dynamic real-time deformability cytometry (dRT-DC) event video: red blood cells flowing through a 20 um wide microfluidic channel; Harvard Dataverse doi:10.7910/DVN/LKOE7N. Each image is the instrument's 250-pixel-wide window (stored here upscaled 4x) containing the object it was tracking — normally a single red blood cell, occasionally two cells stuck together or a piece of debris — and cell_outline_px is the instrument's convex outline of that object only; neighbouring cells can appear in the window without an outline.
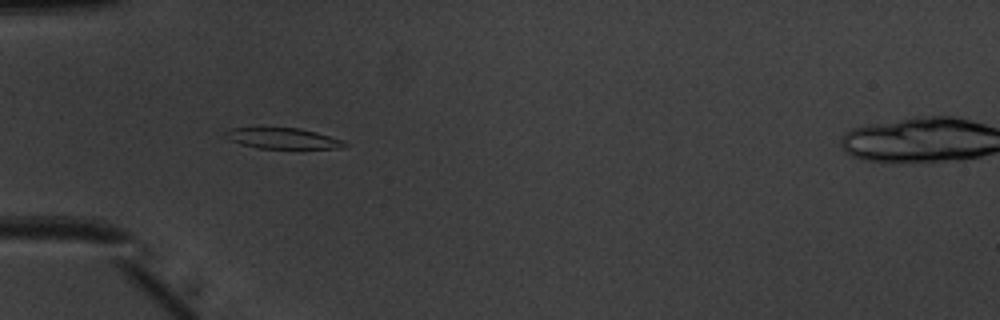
{"species": "common noctule bat (a hibernating species)", "species_latin": "Nyctalus noctula", "temperature_condition": "warm", "stored_images_in_passage": 50, "camera_frame_rate_fps": 3000, "um_per_image_px": 0.085, "animal": {"sex": "male", "body_mass_g": 20.1, "forearm_length_mm": 53.5}, "frame": {"image": 1, "passage_image": 16, "time_ms": 5.0, "image_size_px": [1000, 320], "cell_outline_px": [[348, 144], [340, 148], [260, 148], [240, 144], [224, 136], [220, 132], [228, 128], [300, 128], [316, 132], [344, 140]], "centroid_in_image_um": [24.0, 11.75], "position_along_channel_um": 61.0, "area_um2": 14.39}}
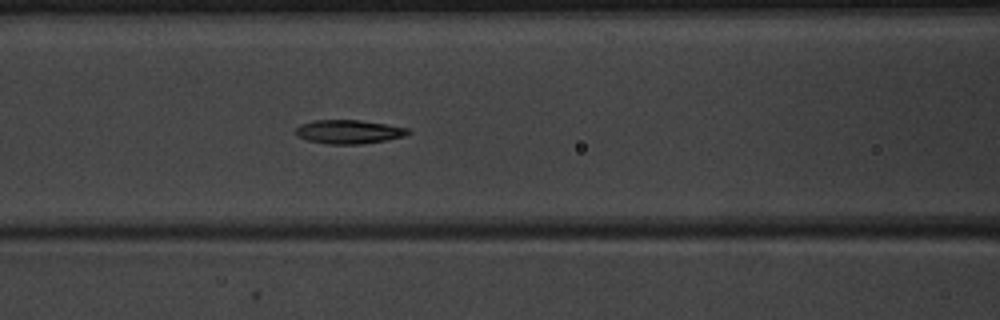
{"frame": {"image": 2, "passage_image": 22, "time_ms": 7.0, "image_size_px": [1000, 320], "cell_outline_px": [[412, 132], [404, 136], [388, 140], [360, 144], [328, 144], [308, 140], [296, 136], [296, 128], [300, 124], [312, 120], [360, 120], [408, 128]], "centroid_in_image_um": [29.64, 11.2], "position_along_channel_um": 137.0, "area_um2": 15.61}}
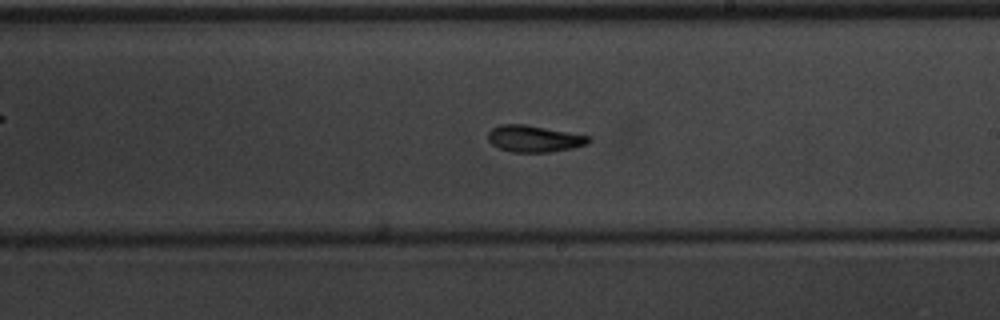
{"frame": {"image": 3, "passage_image": 30, "time_ms": 9.667, "image_size_px": [1000, 320], "cell_outline_px": [[592, 140], [588, 144], [572, 148], [552, 152], [512, 152], [500, 148], [492, 144], [488, 140], [488, 132], [492, 128], [500, 124], [524, 124], [592, 136]], "centroid_in_image_um": [45.43, 11.79], "position_along_channel_um": 243.6, "area_um2": 15.72}, "authors_computed_cell_mechanics": {"area_um2": 15.8372, "velocity_mm_per_s": 4.0091, "shape_relaxation_time_tau1_ms": 3.9735, "shape_relaxation_time_tau2_ms": 2.6698, "deformation_change_tau1": 0.153, "deformation_change_tau2": 0.0932}}